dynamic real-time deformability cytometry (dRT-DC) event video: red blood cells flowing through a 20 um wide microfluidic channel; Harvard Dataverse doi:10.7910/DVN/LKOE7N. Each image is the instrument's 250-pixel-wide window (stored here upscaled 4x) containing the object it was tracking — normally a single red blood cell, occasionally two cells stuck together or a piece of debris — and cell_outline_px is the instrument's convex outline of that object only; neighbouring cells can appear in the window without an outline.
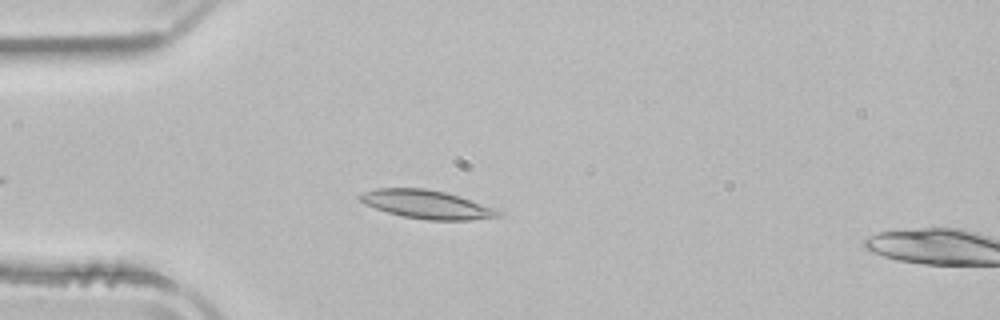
{"species": "common noctule bat (a hibernating species)", "species_latin": "Nyctalus noctula", "temperature_condition": "room temperature", "stored_images_in_passage": 42, "camera_frame_rate_fps": 3000, "um_per_image_px": 0.085, "animal": {"sex": "male", "body_mass_g": 21.5, "forearm_length_mm": 52.0}, "frame": {"image": 1, "passage_image": 7, "time_ms": 2.0, "image_size_px": [1000, 320], "cell_outline_px": [[504, 212], [500, 216], [468, 220], [428, 220], [404, 216], [388, 212], [364, 204], [360, 200], [360, 196], [364, 192], [376, 188], [424, 188], [444, 192], [496, 208]], "centroid_in_image_um": [36.3, 17.38], "position_along_channel_um": 48.7, "area_um2": 22.6}}
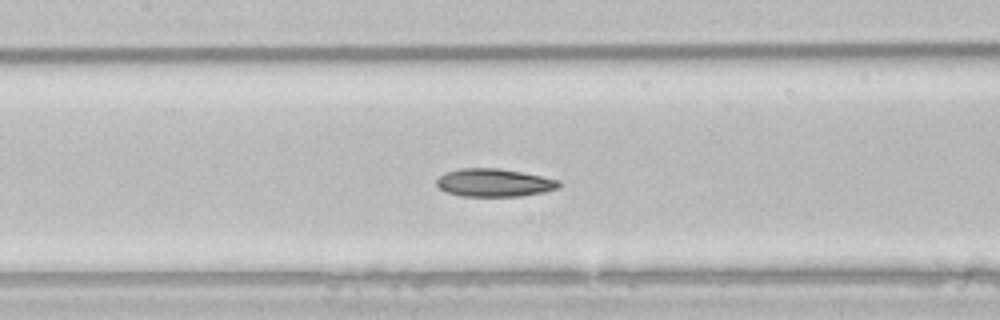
{"frame": {"image": 2, "passage_image": 17, "time_ms": 5.333, "image_size_px": [1000, 320], "cell_outline_px": [[560, 184], [556, 188], [544, 192], [520, 196], [460, 196], [448, 192], [440, 188], [436, 184], [436, 180], [444, 172], [460, 168], [500, 168], [560, 180]], "centroid_in_image_um": [41.97, 15.52], "position_along_channel_um": 165.4, "area_um2": 19.83}}
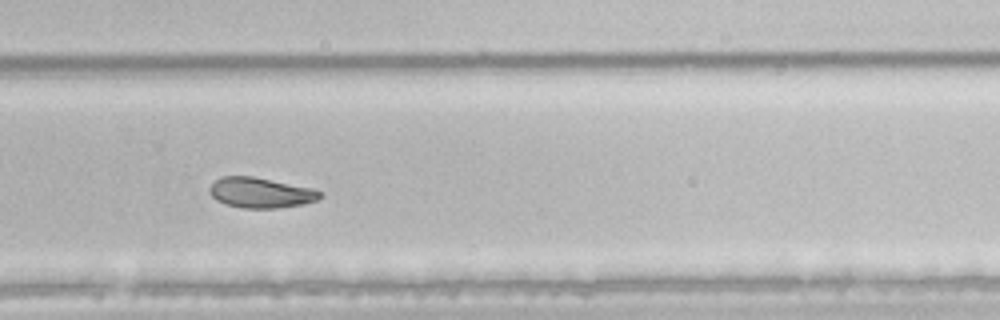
{"frame": {"image": 3, "passage_image": 28, "time_ms": 9.0, "image_size_px": [1000, 320], "cell_outline_px": [[324, 196], [316, 200], [304, 204], [276, 208], [244, 208], [228, 204], [216, 200], [208, 192], [208, 188], [220, 176], [252, 176], [312, 188], [320, 192]], "centroid_in_image_um": [22.14, 16.37], "position_along_channel_um": 307.7, "area_um2": 19.42}, "authors_computed_cell_mechanics": {"area_um2": 20.7791, "velocity_mm_per_s": 3.9024, "shape_relaxation_time_tau1_ms": 6.4337, "shape_relaxation_time_tau2_ms": 3.1945, "deformation_change_tau1": 0.1557, "deformation_change_tau2": 0.044}}